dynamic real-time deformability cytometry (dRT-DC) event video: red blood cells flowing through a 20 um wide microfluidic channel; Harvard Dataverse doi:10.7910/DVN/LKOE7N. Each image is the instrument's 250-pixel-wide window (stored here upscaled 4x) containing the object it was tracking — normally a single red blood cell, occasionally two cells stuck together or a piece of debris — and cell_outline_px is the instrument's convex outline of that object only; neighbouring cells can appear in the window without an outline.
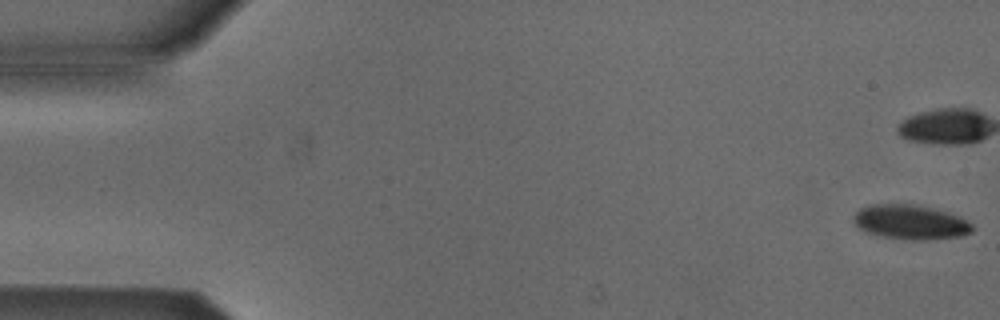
{"species": "Egyptian fruit bat (a non-hibernating species)", "species_latin": "Rousettus aegyptiacus", "temperature_condition": "cold", "stored_images_in_passage": 7, "camera_frame_rate_fps": 3000, "um_per_image_px": 0.085, "animal": {"sex": "male"}, "frame": {"image": 1, "passage_image": 1, "time_ms": 0.0, "image_size_px": [1000, 320], "cell_outline_px": [[972, 232], [960, 236], [920, 240], [908, 240], [880, 236], [868, 232], [860, 228], [852, 220], [852, 216], [860, 208], [872, 204], [912, 204], [932, 208], [960, 216], [972, 224]], "centroid_in_image_um": [77.37, 18.87], "position_along_channel_um": 7.6, "area_um2": 23.76}}
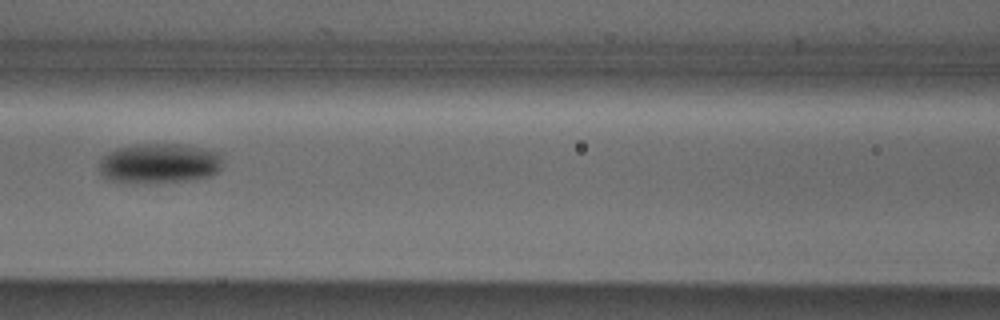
{"frame": {"image": 2, "passage_image": 7, "time_ms": 8.0, "image_size_px": [1000, 320], "cell_outline_px": [[220, 168], [212, 176], [188, 180], [152, 184], [124, 184], [108, 180], [100, 172], [100, 156], [116, 148], [136, 144], [188, 144], [220, 152]], "centroid_in_image_um": [13.49, 13.9], "position_along_channel_um": 153.1, "area_um2": 29.59}}